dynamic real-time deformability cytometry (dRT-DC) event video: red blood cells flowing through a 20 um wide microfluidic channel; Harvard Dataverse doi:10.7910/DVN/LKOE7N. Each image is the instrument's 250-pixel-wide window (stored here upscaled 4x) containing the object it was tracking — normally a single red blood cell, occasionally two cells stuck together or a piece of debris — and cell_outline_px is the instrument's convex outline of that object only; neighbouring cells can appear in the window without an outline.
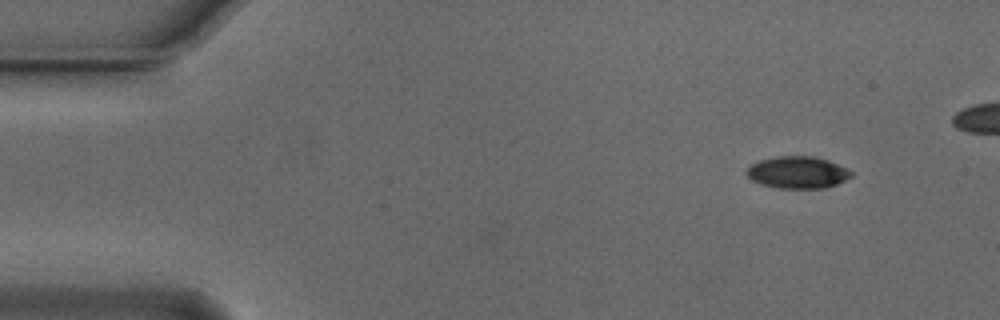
{"species": "Egyptian fruit bat (a non-hibernating species)", "species_latin": "Rousettus aegyptiacus", "temperature_condition": "cold", "stored_images_in_passage": 45, "camera_frame_rate_fps": 3000, "um_per_image_px": 0.085, "animal": {"sex": "male"}, "frame": {"image": 1, "passage_image": 1, "time_ms": 0.0, "image_size_px": [1000, 320], "cell_outline_px": [[852, 176], [836, 184], [824, 188], [776, 188], [760, 184], [752, 180], [744, 172], [752, 164], [760, 160], [776, 156], [812, 156], [828, 160], [852, 172]], "centroid_in_image_um": [67.75, 14.66], "position_along_channel_um": 17.2, "area_um2": 19.36}}
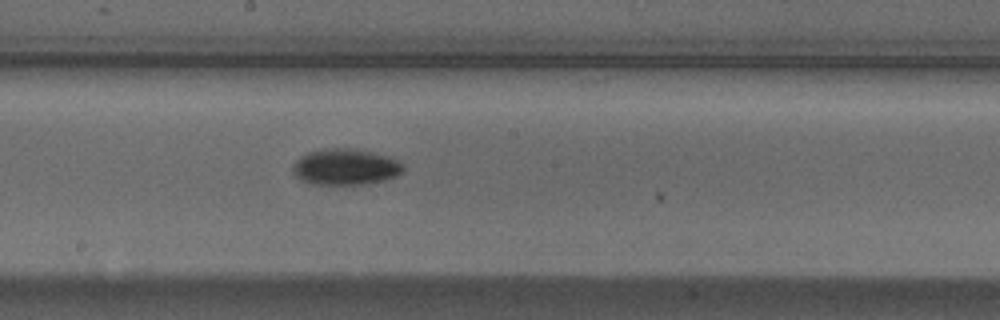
{"frame": {"image": 2, "passage_image": 25, "time_ms": 8.0, "image_size_px": [1000, 320], "cell_outline_px": [[404, 168], [396, 176], [384, 180], [368, 184], [308, 184], [300, 180], [292, 172], [292, 164], [300, 156], [308, 152], [324, 148], [352, 148], [372, 152], [388, 156], [396, 160]], "centroid_in_image_um": [29.3, 14.19], "position_along_channel_um": 218.9, "area_um2": 23.35}}
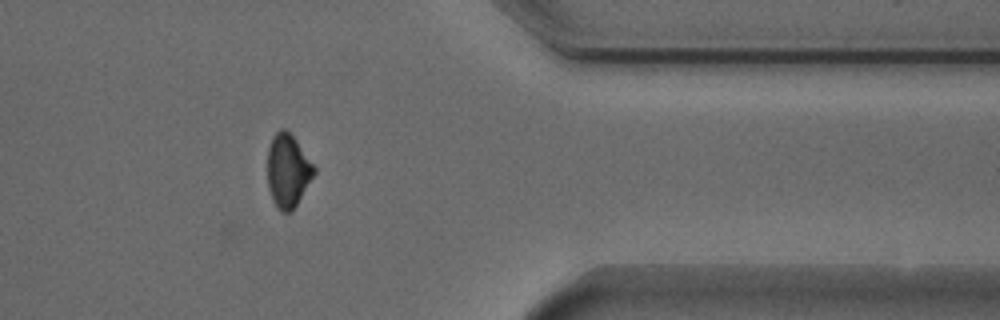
{"frame": {"image": 3, "passage_image": 40, "time_ms": 13.0, "image_size_px": [1000, 320], "cell_outline_px": [[316, 172], [292, 212], [280, 212], [276, 208], [272, 200], [268, 188], [268, 148], [272, 136], [280, 128], [284, 128], [296, 140], [316, 168]], "centroid_in_image_um": [24.46, 14.53], "position_along_channel_um": 386.9, "area_um2": 19.94}}